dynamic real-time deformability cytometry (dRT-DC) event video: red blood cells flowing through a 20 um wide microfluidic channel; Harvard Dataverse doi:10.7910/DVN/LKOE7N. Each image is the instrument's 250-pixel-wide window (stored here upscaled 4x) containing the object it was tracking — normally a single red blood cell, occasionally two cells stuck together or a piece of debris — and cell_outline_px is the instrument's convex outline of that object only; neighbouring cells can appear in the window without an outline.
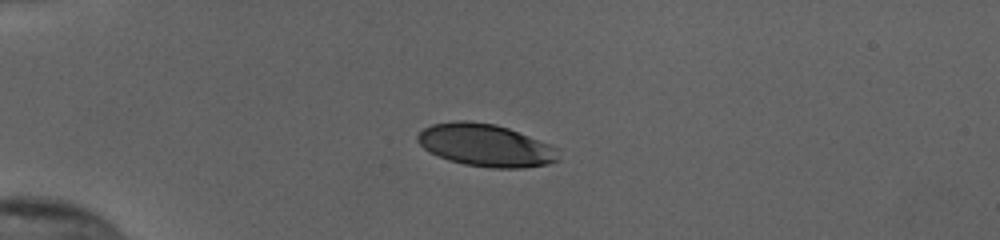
{"species": "human", "species_latin": "Homo sapiens", "temperature_condition": "cold", "stored_images_in_passage": 40, "camera_frame_rate_fps": 3000, "um_per_image_px": 0.085, "donor": {"sex": "female"}, "frame": {"image": 1, "passage_image": 1, "time_ms": 0.0, "image_size_px": [1000, 240], "cell_outline_px": [[560, 160], [548, 164], [524, 168], [492, 168], [464, 164], [448, 160], [424, 148], [416, 140], [416, 136], [424, 128], [432, 124], [460, 120], [464, 120], [496, 124], [508, 128], [560, 148]], "centroid_in_image_um": [41.33, 12.35], "position_along_channel_um": 43.7, "area_um2": 34.97}}
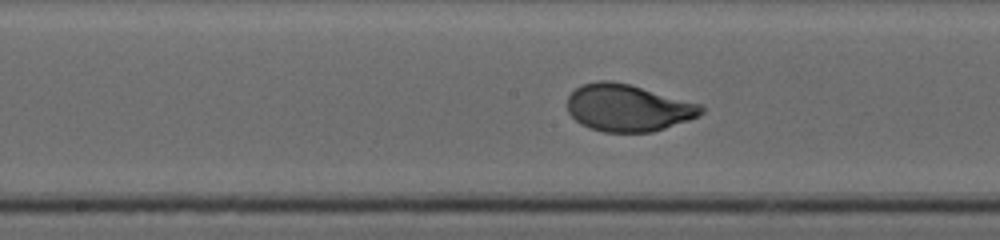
{"frame": {"image": 2, "passage_image": 16, "time_ms": 5.0, "image_size_px": [1000, 240], "cell_outline_px": [[704, 112], [700, 116], [652, 132], [604, 132], [588, 128], [580, 124], [568, 112], [568, 96], [580, 84], [600, 80], [608, 80], [628, 84], [700, 104], [704, 108]], "centroid_in_image_um": [53.35, 9.17], "position_along_channel_um": 194.9, "area_um2": 36.53}}
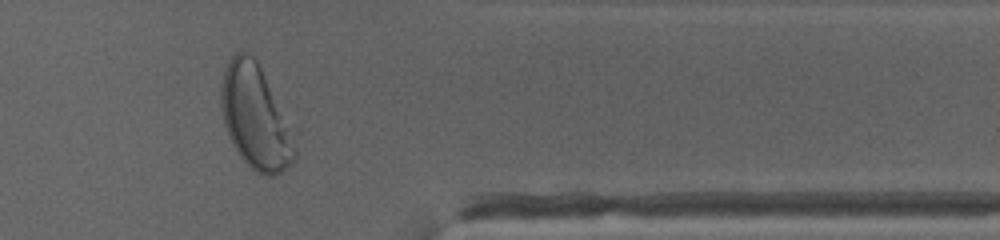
{"frame": {"image": 3, "passage_image": 32, "time_ms": 10.333, "image_size_px": [1000, 240], "cell_outline_px": [[296, 160], [280, 172], [272, 176], [264, 176], [256, 172], [240, 156], [232, 144], [224, 124], [220, 104], [220, 88], [224, 68], [228, 60], [236, 52], [244, 52], [252, 56], [256, 60], [260, 68], [296, 148]], "centroid_in_image_um": [21.62, 9.98], "position_along_channel_um": 389.8, "area_um2": 43.06}, "authors_computed_cell_mechanics": {"area_um2": 36.6163, "velocity_mm_per_s": 3.8231, "shape_relaxation_time_tau1_ms": 2.7198, "shape_relaxation_time_tau2_ms": null, "deformation_change_tau1": 0.1811, "deformation_change_tau2": null}}